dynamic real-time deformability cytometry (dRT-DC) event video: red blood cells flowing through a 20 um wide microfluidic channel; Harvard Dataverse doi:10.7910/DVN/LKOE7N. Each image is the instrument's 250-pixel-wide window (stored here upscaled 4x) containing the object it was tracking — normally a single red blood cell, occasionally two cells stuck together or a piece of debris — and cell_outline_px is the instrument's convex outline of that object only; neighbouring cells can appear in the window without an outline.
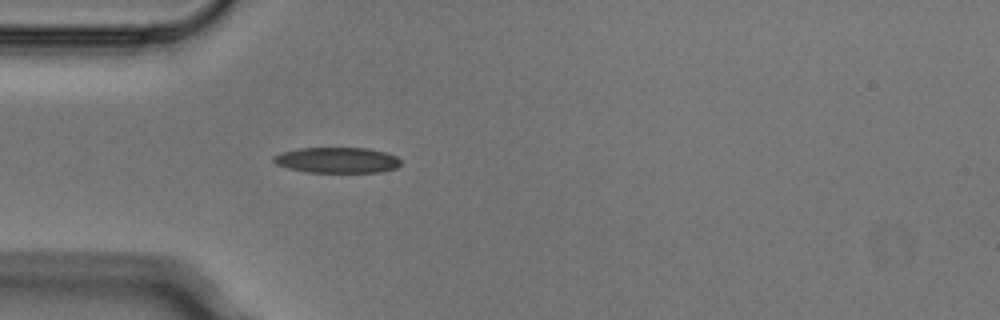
{"species": "Egyptian fruit bat (a non-hibernating species)", "species_latin": "Rousettus aegyptiacus", "temperature_condition": "cold", "stored_images_in_passage": 5, "segment_of_instrument_passage": [2, 2], "camera_frame_rate_fps": 3000, "um_per_image_px": 0.085, "animal": {"sex": "male"}, "frame": {"image": 1, "passage_image": 5, "time_ms": 1.333, "image_size_px": [1000, 320], "cell_outline_px": [[400, 164], [396, 168], [380, 172], [308, 172], [288, 168], [276, 164], [272, 160], [272, 156], [280, 152], [300, 148], [368, 148], [384, 152], [396, 156], [400, 160]], "centroid_in_image_um": [28.62, 13.61], "position_along_channel_um": 56.4, "area_um2": 19.02}}